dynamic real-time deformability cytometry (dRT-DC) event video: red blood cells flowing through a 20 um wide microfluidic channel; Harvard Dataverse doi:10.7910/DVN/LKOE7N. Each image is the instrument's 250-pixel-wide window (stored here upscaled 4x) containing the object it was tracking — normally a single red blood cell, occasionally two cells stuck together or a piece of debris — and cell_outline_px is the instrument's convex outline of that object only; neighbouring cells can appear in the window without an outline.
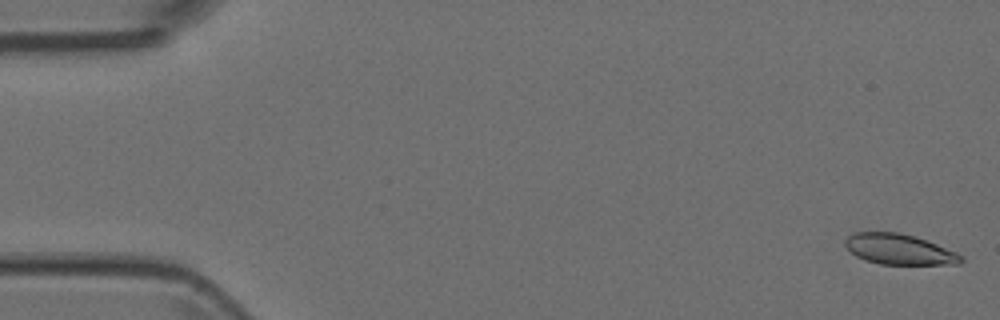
{"species": "Egyptian fruit bat (a non-hibernating species)", "species_latin": "Rousettus aegyptiacus", "temperature_condition": "room temperature", "stored_images_in_passage": 5, "camera_frame_rate_fps": 3000, "um_per_image_px": 0.085, "animal": {"sex": "female"}, "frame": {"image": 1, "passage_image": 1, "time_ms": 0.0, "image_size_px": [1000, 320], "cell_outline_px": [[964, 260], [960, 264], [880, 264], [864, 260], [856, 256], [844, 244], [844, 240], [848, 236], [856, 232], [900, 232], [936, 244], [956, 252], [964, 256]], "centroid_in_image_um": [76.43, 21.2], "position_along_channel_um": 8.6, "area_um2": 20.46}}